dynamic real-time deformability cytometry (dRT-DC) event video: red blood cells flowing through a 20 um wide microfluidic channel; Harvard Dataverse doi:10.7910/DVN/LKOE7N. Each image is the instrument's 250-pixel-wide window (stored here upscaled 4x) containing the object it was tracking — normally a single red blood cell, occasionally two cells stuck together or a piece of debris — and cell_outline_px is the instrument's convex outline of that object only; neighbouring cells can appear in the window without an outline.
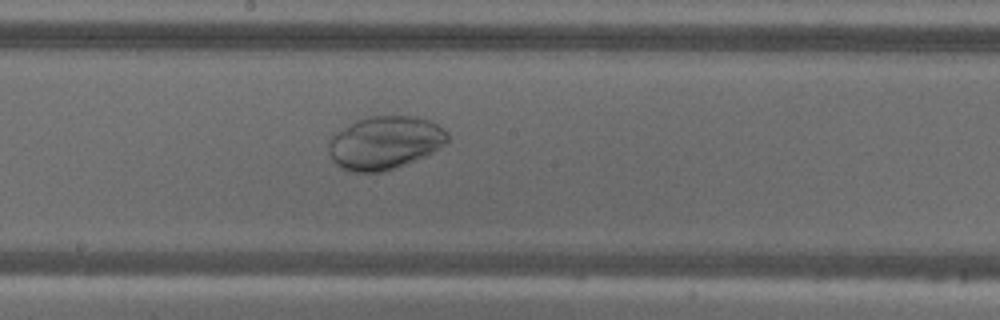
{"species": "common noctule bat (a hibernating species)", "species_latin": "Nyctalus noctula", "temperature_condition": "warm", "stored_images_in_passage": 56, "camera_frame_rate_fps": 3000, "um_per_image_px": 0.085, "animal": {"sex": "male", "body_mass_g": 18.8}, "frame": {"image": 1, "passage_image": 30, "time_ms": 9.667, "image_size_px": [1000, 320], "cell_outline_px": [[448, 140], [444, 144], [432, 152], [424, 156], [396, 168], [384, 172], [352, 172], [336, 164], [332, 160], [328, 152], [328, 144], [332, 136], [336, 132], [356, 120], [368, 116], [416, 116], [428, 120], [444, 128], [448, 132]], "centroid_in_image_um": [32.7, 12.13], "position_along_channel_um": 215.5, "area_um2": 36.82}}
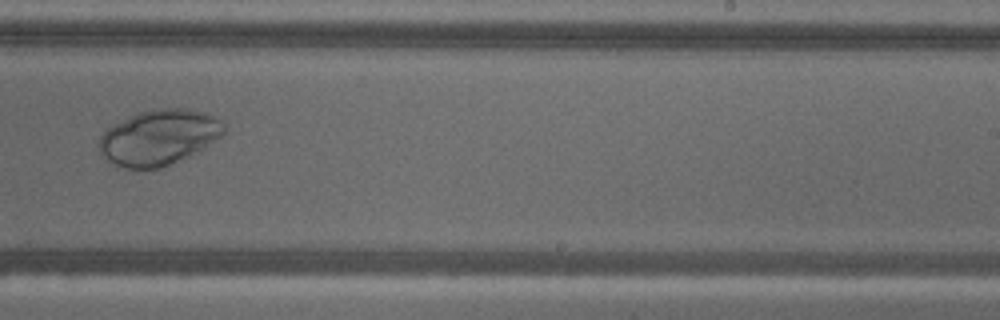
{"frame": {"image": 2, "passage_image": 35, "time_ms": 11.333, "image_size_px": [1000, 320], "cell_outline_px": [[224, 136], [200, 152], [160, 168], [124, 168], [112, 164], [100, 156], [96, 144], [100, 136], [112, 124], [136, 112], [160, 108], [180, 108], [200, 112], [216, 116], [224, 124]], "centroid_in_image_um": [13.48, 11.69], "position_along_channel_um": 275.5, "area_um2": 41.04}}